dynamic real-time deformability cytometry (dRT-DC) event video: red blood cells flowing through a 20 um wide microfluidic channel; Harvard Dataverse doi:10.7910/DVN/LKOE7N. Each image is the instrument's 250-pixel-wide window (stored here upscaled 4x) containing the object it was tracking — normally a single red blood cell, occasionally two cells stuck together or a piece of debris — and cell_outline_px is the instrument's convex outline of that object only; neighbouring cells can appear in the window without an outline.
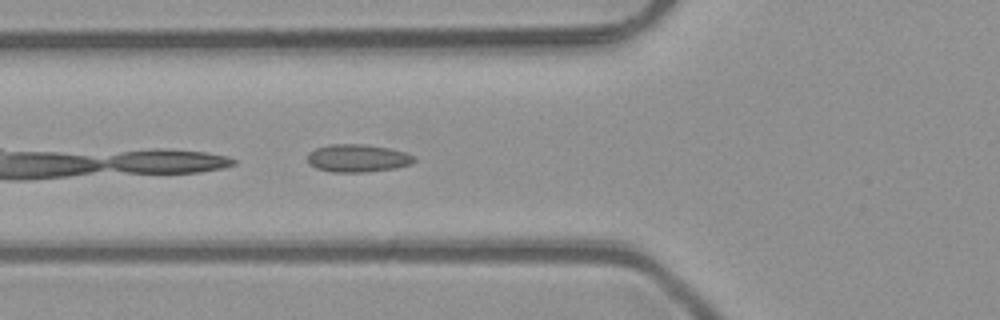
{"species": "common noctule bat (a hibernating species)", "species_latin": "Nyctalus noctula", "temperature_condition": "room temperature", "stored_images_in_passage": 6, "camera_frame_rate_fps": 3000, "um_per_image_px": 0.085, "animal": {"sex": "male", "body_mass_g": 23.1, "forearm_length_mm": 52.7}, "frame": {"image": 1, "passage_image": 3, "time_ms": 0.667, "image_size_px": [1000, 320], "cell_outline_px": [[416, 160], [412, 164], [396, 168], [364, 172], [332, 172], [316, 168], [308, 164], [308, 152], [316, 148], [328, 144], [360, 144], [388, 148], [404, 152], [416, 156]], "centroid_in_image_um": [30.39, 13.45], "position_along_channel_um": 95.4, "area_um2": 17.34}}